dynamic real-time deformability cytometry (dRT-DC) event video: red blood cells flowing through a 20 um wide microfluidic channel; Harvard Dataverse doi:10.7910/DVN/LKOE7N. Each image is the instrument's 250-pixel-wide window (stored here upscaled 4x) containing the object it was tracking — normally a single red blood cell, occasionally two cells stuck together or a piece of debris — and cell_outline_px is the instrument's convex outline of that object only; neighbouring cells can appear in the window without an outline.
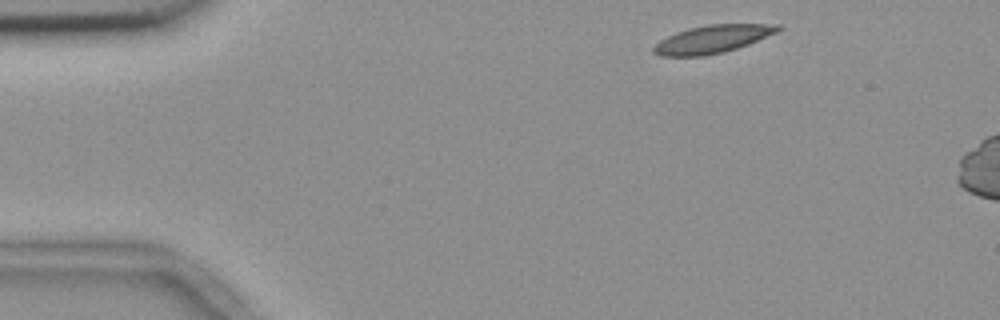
{"species": "common noctule bat (a hibernating species)", "species_latin": "Nyctalus noctula", "temperature_condition": "room temperature", "stored_images_in_passage": 48, "camera_frame_rate_fps": 3000, "um_per_image_px": 0.085, "animal": {"sex": "female", "body_mass_g": 18.4}, "frame": {"image": 1, "passage_image": 2, "time_ms": 0.333, "image_size_px": [1000, 320], "cell_outline_px": [[784, 28], [776, 32], [748, 44], [724, 52], [704, 56], [660, 56], [652, 52], [652, 48], [660, 40], [676, 32], [688, 28], [708, 24], [780, 24]], "centroid_in_image_um": [60.55, 3.32], "position_along_channel_um": 24.5, "area_um2": 20.17}}
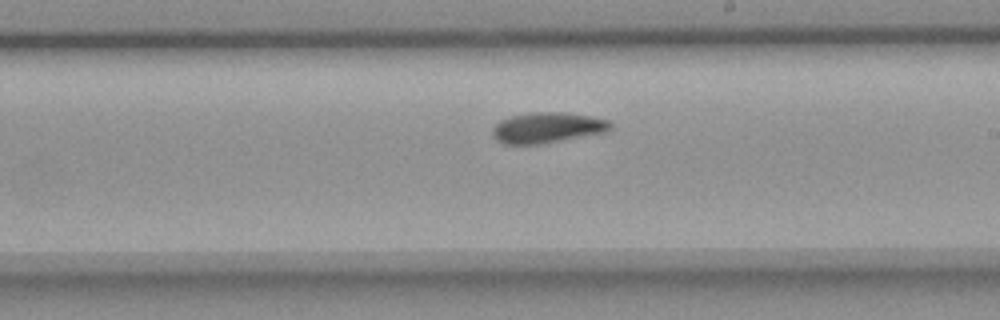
{"frame": {"image": 2, "passage_image": 26, "time_ms": 8.333, "image_size_px": [1000, 320], "cell_outline_px": [[612, 128], [604, 132], [540, 144], [504, 144], [496, 140], [492, 136], [492, 128], [500, 120], [512, 116], [532, 112], [560, 112], [592, 116], [608, 120], [612, 124]], "centroid_in_image_um": [46.49, 10.85], "position_along_channel_um": 242.5, "area_um2": 20.92}}
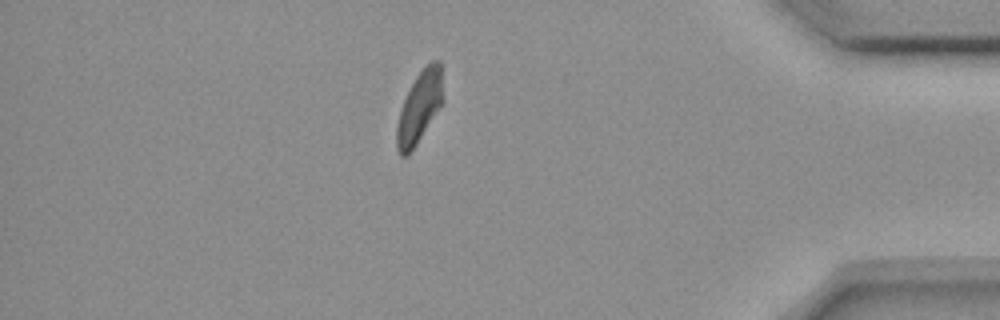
{"frame": {"image": 3, "passage_image": 42, "time_ms": 13.667, "image_size_px": [1000, 320], "cell_outline_px": [[444, 100], [440, 108], [408, 156], [400, 156], [396, 148], [396, 128], [400, 112], [404, 100], [416, 76], [432, 60], [440, 60]], "centroid_in_image_um": [35.66, 9.13], "position_along_channel_um": 399.5, "area_um2": 19.13}, "authors_computed_cell_mechanics": {"area_um2": 20.4901, "velocity_mm_per_s": 3.6405, "shape_relaxation_time_tau1_ms": null, "shape_relaxation_time_tau2_ms": 5.1229, "deformation_change_tau1": null, "deformation_change_tau2": 0.1098}}